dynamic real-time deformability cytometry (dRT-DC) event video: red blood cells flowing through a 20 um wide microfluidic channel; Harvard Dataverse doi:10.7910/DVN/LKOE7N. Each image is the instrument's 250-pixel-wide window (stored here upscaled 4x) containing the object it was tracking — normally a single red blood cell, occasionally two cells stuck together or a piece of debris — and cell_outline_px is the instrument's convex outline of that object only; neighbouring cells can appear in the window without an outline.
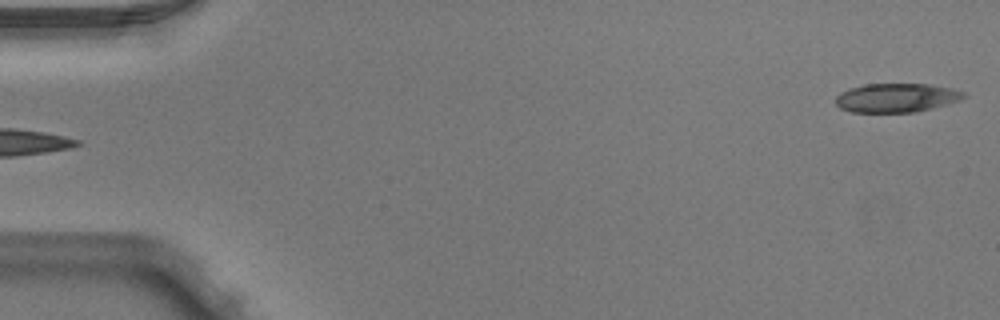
{"species": "Egyptian fruit bat (a non-hibernating species)", "species_latin": "Rousettus aegyptiacus", "temperature_condition": "warm", "stored_images_in_passage": 4, "segment_of_instrument_passage": [2, 2], "camera_frame_rate_fps": 3000, "um_per_image_px": 0.085, "animal": {"sex": "male"}, "frame": {"image": 1, "passage_image": 4, "time_ms": 1.0, "image_size_px": [1000, 320], "cell_outline_px": [[968, 96], [960, 100], [948, 104], [916, 112], [852, 112], [840, 108], [836, 104], [836, 96], [840, 92], [848, 88], [864, 84], [928, 84], [952, 88], [964, 92]], "centroid_in_image_um": [76.2, 8.31], "position_along_channel_um": 8.8, "area_um2": 21.73}}